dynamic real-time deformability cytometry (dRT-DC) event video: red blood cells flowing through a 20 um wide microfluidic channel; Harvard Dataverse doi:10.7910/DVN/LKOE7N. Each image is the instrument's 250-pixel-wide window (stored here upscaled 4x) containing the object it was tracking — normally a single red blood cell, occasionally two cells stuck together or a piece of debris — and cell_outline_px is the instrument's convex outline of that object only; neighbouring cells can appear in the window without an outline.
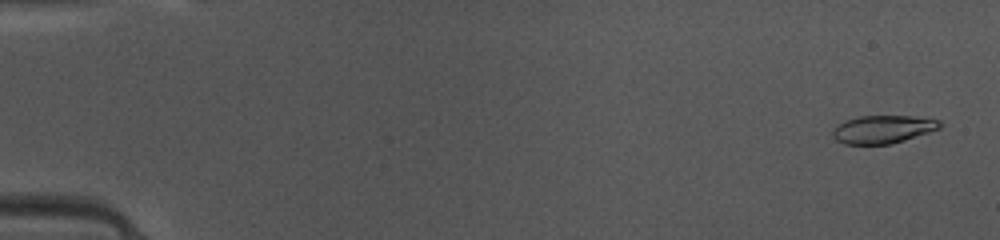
{"species": "common noctule bat (a hibernating species)", "species_latin": "Nyctalus noctula", "temperature_condition": "warm", "stored_images_in_passage": 48, "camera_frame_rate_fps": 3000, "um_per_image_px": 0.085, "animal": {"sex": "female", "body_mass_g": 10.0, "forearm_length_mm": 53.1}, "frame": {"image": 1, "passage_image": 2, "time_ms": 0.333, "image_size_px": [1000, 240], "cell_outline_px": [[940, 128], [904, 140], [888, 144], [844, 144], [836, 140], [832, 136], [832, 132], [844, 120], [860, 116], [912, 116], [940, 120]], "centroid_in_image_um": [75.02, 10.99], "position_along_channel_um": 10.0, "area_um2": 17.22}}
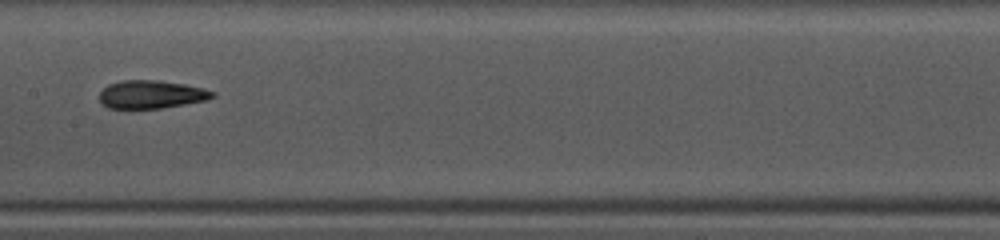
{"frame": {"image": 2, "passage_image": 25, "time_ms": 8.0, "image_size_px": [1000, 240], "cell_outline_px": [[216, 96], [208, 100], [160, 108], [108, 108], [100, 100], [100, 92], [108, 84], [124, 80], [160, 80], [184, 84], [204, 88], [216, 92]], "centroid_in_image_um": [12.91, 8.02], "position_along_channel_um": 194.5, "area_um2": 18.5}}
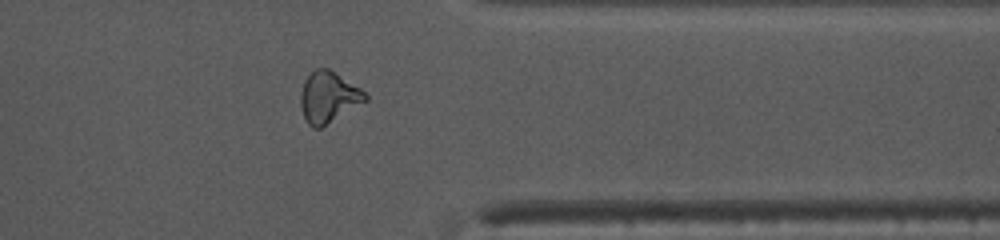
{"frame": {"image": 3, "passage_image": 39, "time_ms": 12.667, "image_size_px": [1000, 240], "cell_outline_px": [[368, 100], [320, 128], [312, 128], [308, 124], [304, 116], [300, 104], [300, 92], [304, 80], [316, 68], [328, 68], [360, 88], [368, 96]], "centroid_in_image_um": [27.9, 8.26], "position_along_channel_um": 383.5, "area_um2": 19.07}, "authors_computed_cell_mechanics": {"area_um2": 18.6694, "velocity_mm_per_s": 4.1713, "shape_relaxation_time_tau1_ms": 4.6468, "shape_relaxation_time_tau2_ms": 1.889, "deformation_change_tau1": 0.1685, "deformation_change_tau2": 0.1055}}